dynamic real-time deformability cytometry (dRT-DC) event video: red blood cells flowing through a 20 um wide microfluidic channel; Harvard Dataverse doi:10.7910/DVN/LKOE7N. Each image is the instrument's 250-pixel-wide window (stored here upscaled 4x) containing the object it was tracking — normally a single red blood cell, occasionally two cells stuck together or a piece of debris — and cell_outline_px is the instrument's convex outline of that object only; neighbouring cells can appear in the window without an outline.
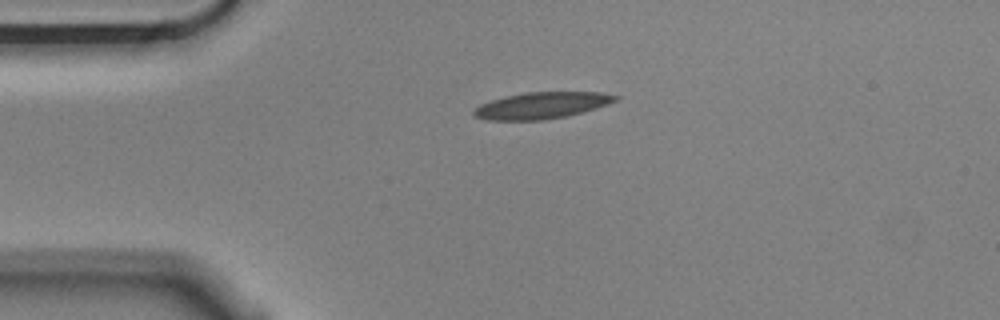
{"species": "Egyptian fruit bat (a non-hibernating species)", "species_latin": "Rousettus aegyptiacus", "temperature_condition": "cold", "stored_images_in_passage": 3, "camera_frame_rate_fps": 3000, "um_per_image_px": 0.085, "animal": {"sex": "male"}, "frame": {"image": 1, "passage_image": 3, "time_ms": 0.667, "image_size_px": [1000, 320], "cell_outline_px": [[620, 96], [616, 100], [608, 104], [596, 108], [568, 116], [544, 120], [488, 120], [476, 116], [472, 112], [472, 108], [480, 104], [504, 96], [524, 92], [600, 92]], "centroid_in_image_um": [46.02, 8.96], "position_along_channel_um": 39.0, "area_um2": 21.96}}